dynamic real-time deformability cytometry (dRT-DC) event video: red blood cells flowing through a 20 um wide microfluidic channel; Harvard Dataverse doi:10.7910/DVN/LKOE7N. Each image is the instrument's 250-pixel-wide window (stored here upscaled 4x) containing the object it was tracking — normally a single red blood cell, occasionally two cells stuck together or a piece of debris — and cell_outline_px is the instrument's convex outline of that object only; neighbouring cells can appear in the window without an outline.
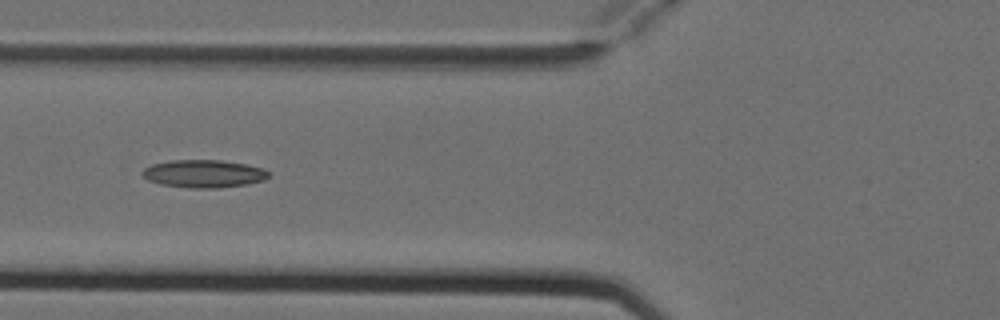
{"species": "Egyptian fruit bat (a non-hibernating species)", "species_latin": "Rousettus aegyptiacus", "temperature_condition": "cold", "stored_images_in_passage": 4, "camera_frame_rate_fps": 3000, "um_per_image_px": 0.085, "animal": {"sex": "female"}, "frame": {"image": 1, "passage_image": 4, "time_ms": 1.0, "image_size_px": [1000, 320], "cell_outline_px": [[272, 172], [264, 180], [248, 184], [220, 188], [188, 188], [160, 184], [148, 180], [140, 172], [144, 168], [152, 164], [172, 160], [220, 160], [244, 164], [260, 168]], "centroid_in_image_um": [17.31, 14.77], "position_along_channel_um": 108.5, "area_um2": 20.46}}